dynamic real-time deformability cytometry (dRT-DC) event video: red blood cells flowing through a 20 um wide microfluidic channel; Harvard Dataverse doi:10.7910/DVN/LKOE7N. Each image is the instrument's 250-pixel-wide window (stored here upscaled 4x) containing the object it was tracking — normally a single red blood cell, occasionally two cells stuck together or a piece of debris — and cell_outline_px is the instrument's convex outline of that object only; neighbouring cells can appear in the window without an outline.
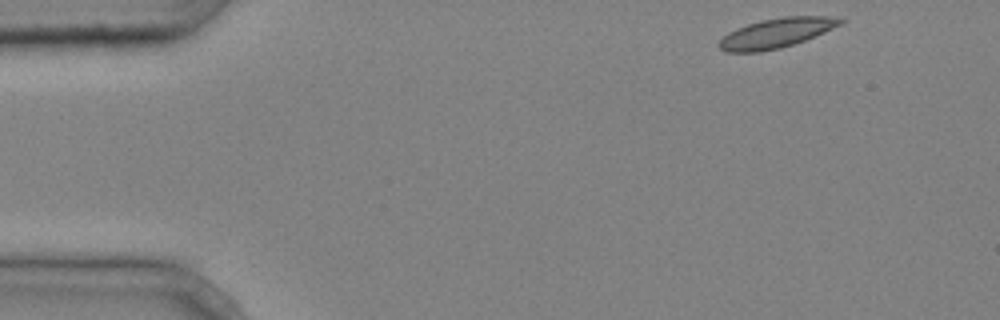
{"species": "common noctule bat (a hibernating species)", "species_latin": "Nyctalus noctula", "temperature_condition": "cold", "stored_images_in_passage": 37, "camera_frame_rate_fps": 3000, "um_per_image_px": 0.085, "animal": {"sex": "male", "body_mass_g": 20.4}, "frame": {"image": 1, "passage_image": 1, "time_ms": 0.0, "image_size_px": [1000, 320], "cell_outline_px": [[848, 20], [824, 32], [804, 40], [780, 48], [760, 52], [724, 52], [716, 44], [728, 32], [736, 28], [760, 20], [784, 16], [844, 16]], "centroid_in_image_um": [66.0, 2.79], "position_along_channel_um": 19.0, "area_um2": 21.1}}
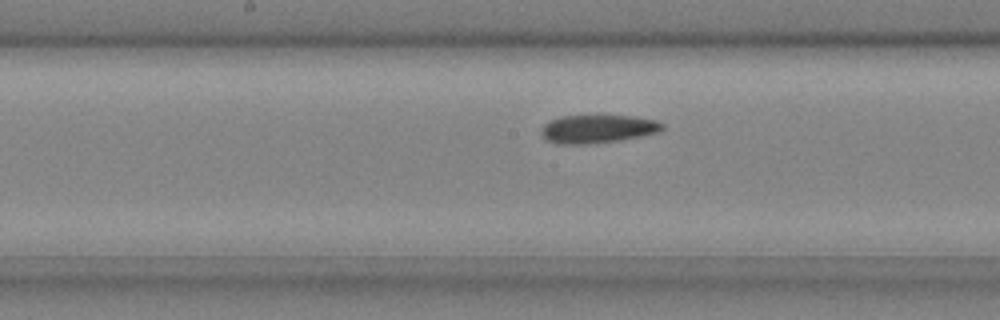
{"frame": {"image": 2, "passage_image": 20, "time_ms": 6.333, "image_size_px": [1000, 320], "cell_outline_px": [[664, 128], [660, 132], [620, 140], [584, 144], [556, 144], [544, 140], [540, 136], [540, 128], [544, 124], [560, 116], [632, 116], [656, 120], [664, 124]], "centroid_in_image_um": [50.76, 10.97], "position_along_channel_um": 197.4, "area_um2": 20.06}}
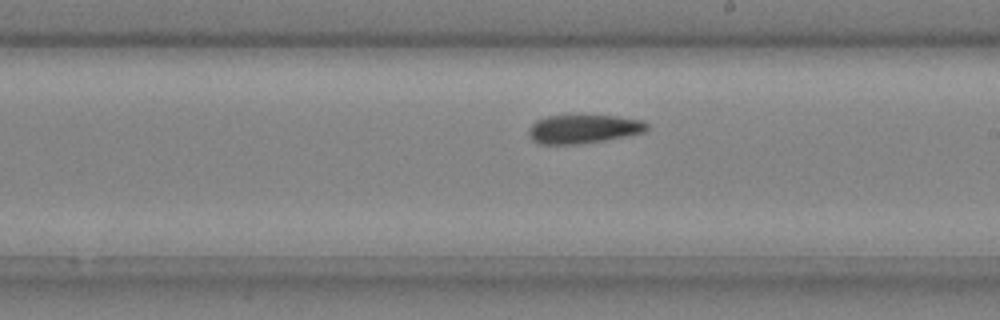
{"frame": {"image": 3, "passage_image": 23, "time_ms": 7.333, "image_size_px": [1000, 320], "cell_outline_px": [[648, 128], [644, 132], [608, 140], [580, 144], [540, 144], [532, 140], [528, 136], [528, 132], [532, 124], [536, 120], [548, 116], [616, 116], [640, 120], [648, 124]], "centroid_in_image_um": [49.58, 10.98], "position_along_channel_um": 239.4, "area_um2": 19.71}, "authors_computed_cell_mechanics": {"area_um2": 19.8832, "velocity_mm_per_s": 4.2114, "shape_relaxation_time_tau1_ms": null, "shape_relaxation_time_tau2_ms": 3.2038, "deformation_change_tau1": null, "deformation_change_tau2": 0.0765}}